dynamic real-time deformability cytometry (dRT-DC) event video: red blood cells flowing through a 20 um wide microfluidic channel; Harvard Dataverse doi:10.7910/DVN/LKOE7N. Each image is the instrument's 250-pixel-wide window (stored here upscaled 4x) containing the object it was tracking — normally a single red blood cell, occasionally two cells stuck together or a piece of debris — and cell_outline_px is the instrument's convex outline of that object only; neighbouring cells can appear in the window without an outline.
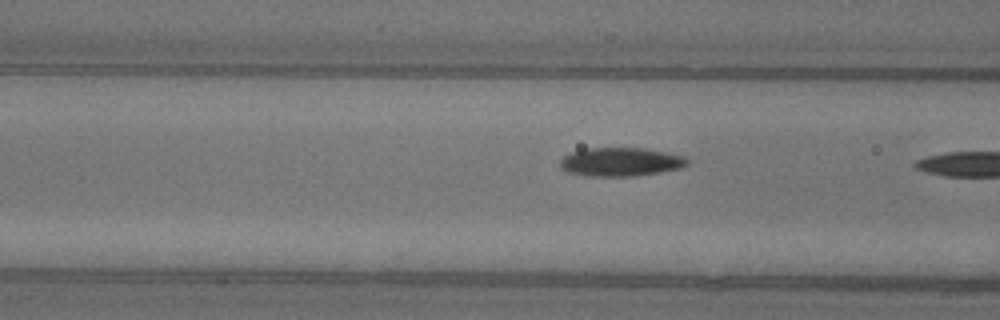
{"species": "common noctule bat (a hibernating species)", "species_latin": "Nyctalus noctula", "temperature_condition": "warm", "stored_images_in_passage": 12, "camera_frame_rate_fps": 3000, "um_per_image_px": 0.085, "animal": {"sex": "female"}, "frame": {"image": 1, "passage_image": 10, "time_ms": 3.0, "image_size_px": [1000, 320], "cell_outline_px": [[688, 164], [680, 168], [660, 172], [632, 176], [588, 176], [568, 172], [560, 168], [560, 160], [564, 156], [572, 152], [584, 148], [644, 148], [668, 152], [684, 156], [688, 160]], "centroid_in_image_um": [52.75, 13.75], "position_along_channel_um": 113.8, "area_um2": 21.27}}